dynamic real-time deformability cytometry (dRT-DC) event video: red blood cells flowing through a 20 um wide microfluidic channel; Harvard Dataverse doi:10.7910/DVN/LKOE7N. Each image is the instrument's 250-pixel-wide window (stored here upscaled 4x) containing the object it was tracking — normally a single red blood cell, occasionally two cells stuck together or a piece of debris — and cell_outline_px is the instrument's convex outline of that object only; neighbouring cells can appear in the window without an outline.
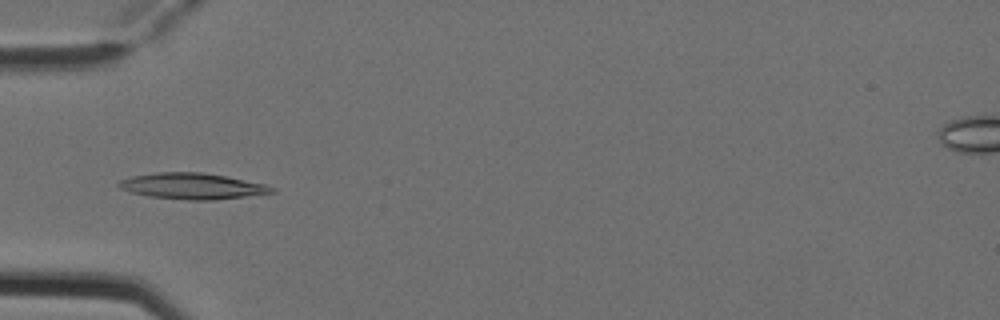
{"species": "Egyptian fruit bat (a non-hibernating species)", "species_latin": "Rousettus aegyptiacus", "temperature_condition": "cold", "stored_images_in_passage": 7, "camera_frame_rate_fps": 3000, "um_per_image_px": 0.085, "animal": {"sex": "female"}, "frame": {"image": 1, "passage_image": 5, "time_ms": 1.333, "image_size_px": [1000, 320], "cell_outline_px": [[276, 192], [212, 200], [188, 200], [148, 196], [132, 192], [120, 188], [116, 184], [120, 180], [132, 176], [160, 172], [200, 172], [224, 176], [264, 184], [276, 188]], "centroid_in_image_um": [16.32, 15.82], "position_along_channel_um": 68.7, "area_um2": 22.89}}
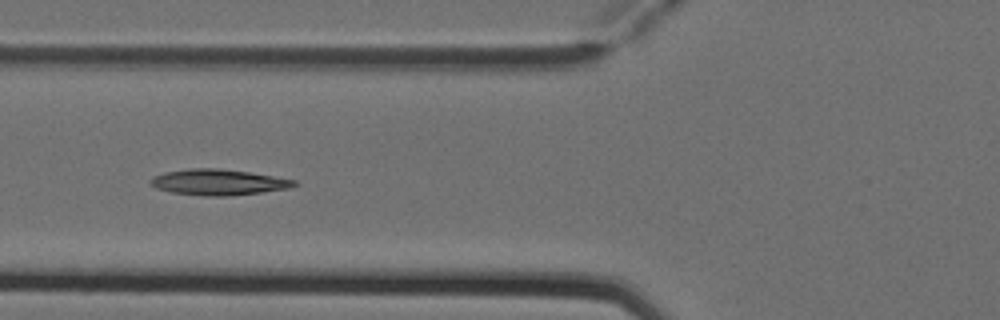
{"frame": {"image": 2, "passage_image": 6, "time_ms": 1.667, "image_size_px": [1000, 320], "cell_outline_px": [[300, 184], [292, 188], [228, 196], [204, 196], [172, 192], [156, 188], [148, 184], [148, 180], [152, 176], [164, 172], [188, 168], [216, 168], [248, 172], [296, 180]], "centroid_in_image_um": [18.53, 15.48], "position_along_channel_um": 107.3, "area_um2": 21.79}}
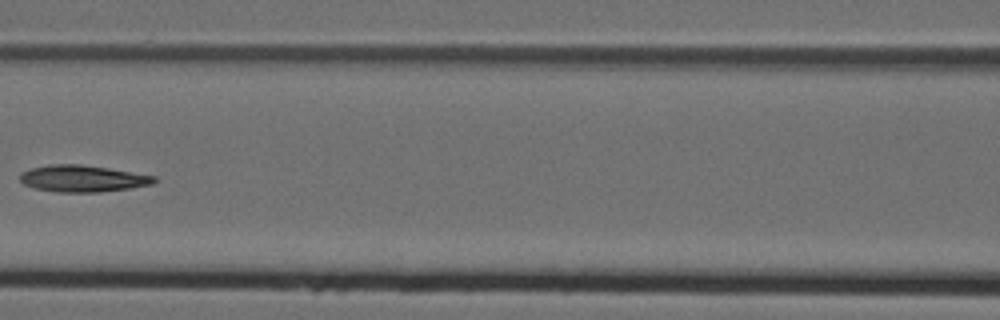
{"frame": {"image": 3, "passage_image": 7, "time_ms": 2.0, "image_size_px": [1000, 320], "cell_outline_px": [[156, 180], [152, 184], [128, 188], [100, 192], [56, 192], [36, 188], [24, 184], [20, 180], [20, 172], [32, 168], [48, 164], [80, 164], [108, 168], [156, 176]], "centroid_in_image_um": [7.0, 15.17], "position_along_channel_um": 159.6, "area_um2": 20.75}}